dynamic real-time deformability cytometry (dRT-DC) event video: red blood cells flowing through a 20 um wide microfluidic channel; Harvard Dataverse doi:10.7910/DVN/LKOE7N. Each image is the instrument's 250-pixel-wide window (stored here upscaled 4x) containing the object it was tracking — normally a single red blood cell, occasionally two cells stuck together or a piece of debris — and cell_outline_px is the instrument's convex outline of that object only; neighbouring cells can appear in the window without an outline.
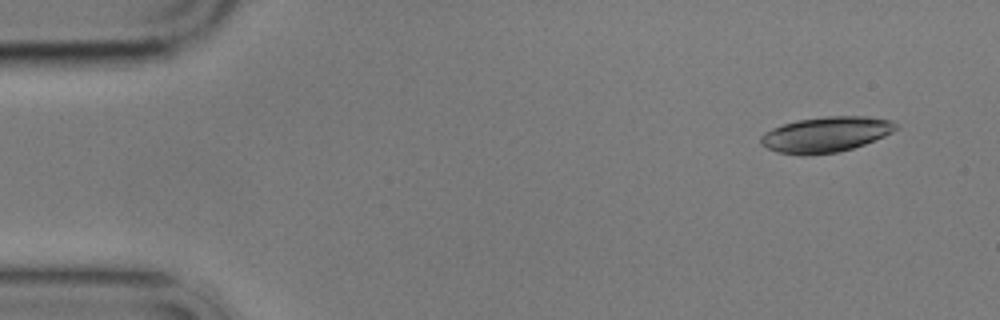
{"species": "common noctule bat (a hibernating species)", "species_latin": "Nyctalus noctula", "temperature_condition": "cold", "stored_images_in_passage": 4, "camera_frame_rate_fps": 3000, "um_per_image_px": 0.085, "animal": {"sex": "male", "body_mass_g": 17.9}, "frame": {"image": 1, "passage_image": 2, "time_ms": 1.0, "image_size_px": [1000, 320], "cell_outline_px": [[900, 128], [884, 136], [864, 144], [852, 148], [836, 152], [804, 156], [800, 156], [776, 152], [760, 144], [760, 136], [764, 132], [772, 128], [796, 120], [824, 116], [868, 116], [892, 120], [900, 124]], "centroid_in_image_um": [70.21, 11.42], "position_along_channel_um": 14.8, "area_um2": 28.26}}